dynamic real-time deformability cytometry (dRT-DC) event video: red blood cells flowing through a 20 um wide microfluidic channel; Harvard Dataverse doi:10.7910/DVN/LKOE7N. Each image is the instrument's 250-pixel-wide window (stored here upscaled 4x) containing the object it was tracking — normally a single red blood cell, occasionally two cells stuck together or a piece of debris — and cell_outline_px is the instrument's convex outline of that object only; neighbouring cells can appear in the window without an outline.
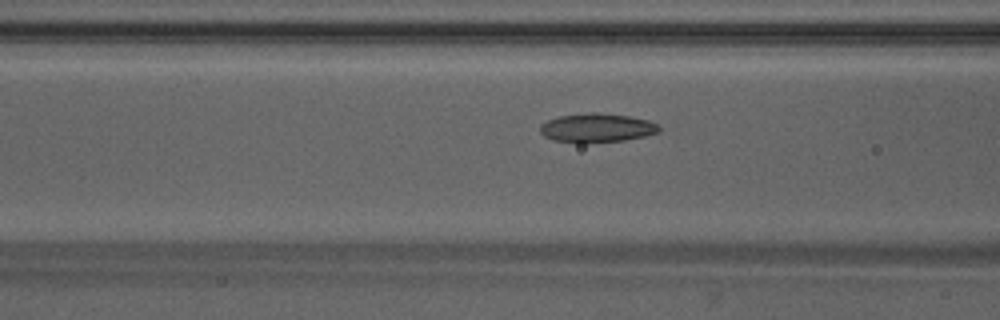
{"species": "Egyptian fruit bat (a non-hibernating species)", "species_latin": "Rousettus aegyptiacus", "temperature_condition": "warm", "stored_images_in_passage": 46, "camera_frame_rate_fps": 3000, "um_per_image_px": 0.085, "animal": {"sex": "male"}, "frame": {"image": 1, "passage_image": 17, "time_ms": 5.333, "image_size_px": [1000, 320], "cell_outline_px": [[660, 132], [644, 136], [624, 140], [584, 144], [576, 144], [552, 140], [544, 136], [540, 132], [540, 124], [548, 120], [560, 116], [596, 112], [628, 116], [648, 120], [656, 124], [660, 128]], "centroid_in_image_um": [50.69, 10.89], "position_along_channel_um": 115.9, "area_um2": 20.23}}
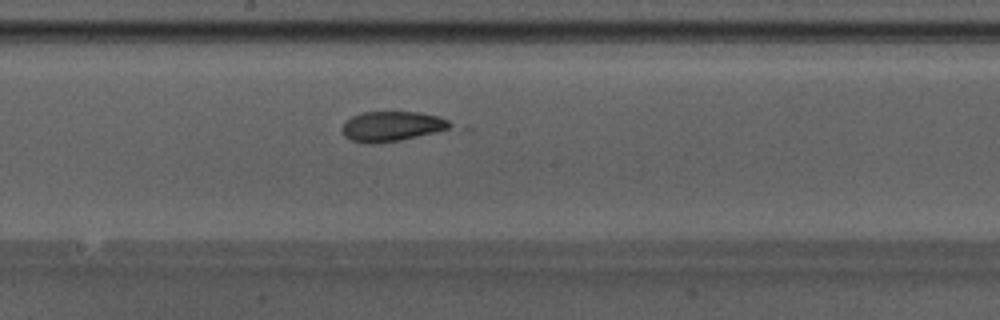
{"frame": {"image": 2, "passage_image": 24, "time_ms": 7.667, "image_size_px": [1000, 320], "cell_outline_px": [[456, 124], [448, 128], [436, 132], [400, 140], [376, 144], [364, 144], [348, 140], [344, 136], [340, 128], [352, 116], [364, 112], [420, 112], [440, 116]], "centroid_in_image_um": [33.29, 10.75], "position_along_channel_um": 214.9, "area_um2": 19.13}}
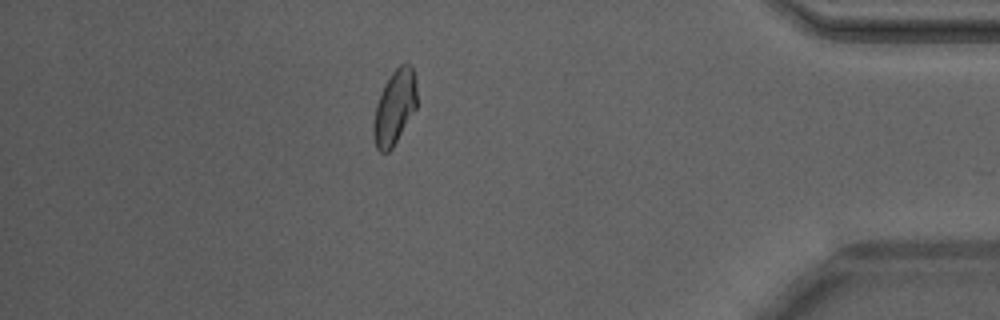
{"frame": {"image": 3, "passage_image": 40, "time_ms": 13.0, "image_size_px": [1000, 320], "cell_outline_px": [[416, 108], [392, 148], [388, 152], [380, 152], [376, 148], [372, 136], [372, 124], [376, 104], [384, 84], [392, 72], [400, 64], [408, 64], [412, 68], [416, 80]], "centroid_in_image_um": [33.51, 9.14], "position_along_channel_um": 401.7, "area_um2": 18.84}, "authors_computed_cell_mechanics": {"area_um2": 19.2474, "velocity_mm_per_s": 4.2451, "shape_relaxation_time_tau1_ms": null, "shape_relaxation_time_tau2_ms": 1.7693, "deformation_change_tau1": null, "deformation_change_tau2": 0.0706}}